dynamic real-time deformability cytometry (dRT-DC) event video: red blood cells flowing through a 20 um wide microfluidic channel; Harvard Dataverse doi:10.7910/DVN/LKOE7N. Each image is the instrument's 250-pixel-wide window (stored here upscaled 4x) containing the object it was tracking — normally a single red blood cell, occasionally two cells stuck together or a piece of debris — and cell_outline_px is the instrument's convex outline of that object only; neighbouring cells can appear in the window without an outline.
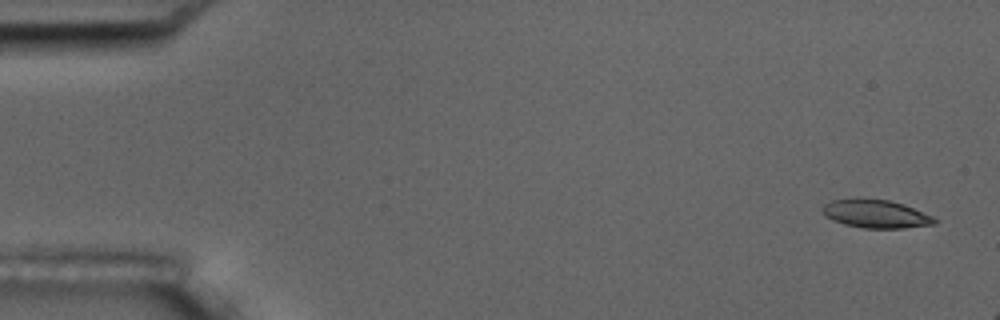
{"species": "common noctule bat (a hibernating species)", "species_latin": "Nyctalus noctula", "temperature_condition": "room temperature", "stored_images_in_passage": 2, "camera_frame_rate_fps": 3000, "um_per_image_px": 0.085, "animal": {"sex": "male", "body_mass_g": 17.5, "forearm_length_mm": 52.3}, "frame": {"image": 1, "passage_image": 1, "time_ms": 0.0, "image_size_px": [1000, 320], "cell_outline_px": [[940, 220], [936, 224], [904, 228], [864, 228], [844, 224], [832, 220], [824, 216], [824, 204], [832, 200], [888, 200], [904, 204], [932, 216]], "centroid_in_image_um": [74.51, 18.21], "position_along_channel_um": 10.5, "area_um2": 18.03}}